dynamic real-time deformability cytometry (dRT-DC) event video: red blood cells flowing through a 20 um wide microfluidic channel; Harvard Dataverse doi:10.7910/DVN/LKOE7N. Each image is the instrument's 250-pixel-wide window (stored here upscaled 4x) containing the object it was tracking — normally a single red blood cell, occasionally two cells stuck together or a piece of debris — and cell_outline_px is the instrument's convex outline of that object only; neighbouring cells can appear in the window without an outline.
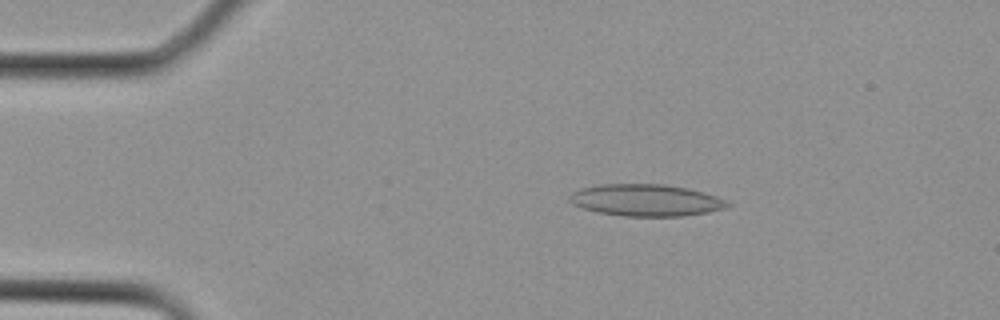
{"species": "Egyptian fruit bat (a non-hibernating species)", "species_latin": "Rousettus aegyptiacus", "temperature_condition": "cold", "stored_images_in_passage": 2, "camera_frame_rate_fps": 3000, "um_per_image_px": 0.085, "animal": {"sex": "female"}, "frame": {"image": 1, "passage_image": 1, "time_ms": 0.0, "image_size_px": [1000, 320], "cell_outline_px": [[732, 204], [724, 208], [708, 212], [684, 216], [624, 216], [600, 212], [584, 208], [572, 204], [568, 200], [568, 196], [572, 192], [580, 188], [600, 184], [664, 184], [688, 188], [704, 192], [728, 200]], "centroid_in_image_um": [54.92, 17.01], "position_along_channel_um": 30.1, "area_um2": 29.42}}